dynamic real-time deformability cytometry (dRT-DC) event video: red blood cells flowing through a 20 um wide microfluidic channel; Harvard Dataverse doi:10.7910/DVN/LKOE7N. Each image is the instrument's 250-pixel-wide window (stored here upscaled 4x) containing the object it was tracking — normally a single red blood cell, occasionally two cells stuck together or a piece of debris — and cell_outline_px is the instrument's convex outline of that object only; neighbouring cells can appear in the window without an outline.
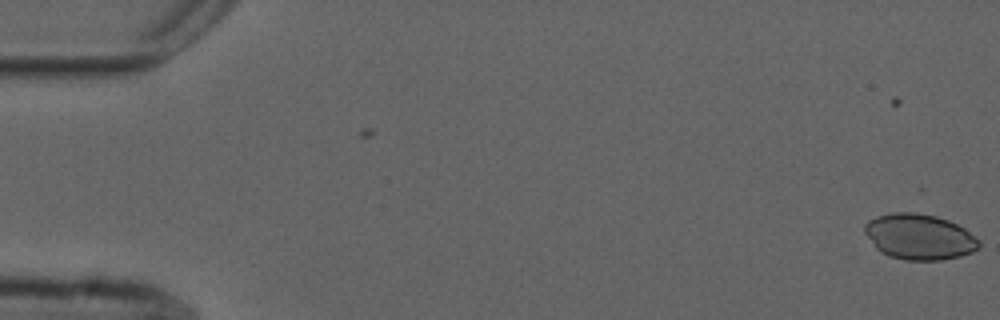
{"species": "common noctule bat (a hibernating species)", "species_latin": "Nyctalus noctula", "temperature_condition": "cold", "stored_images_in_passage": 5, "camera_frame_rate_fps": 3000, "um_per_image_px": 0.085, "animal": {"sex": "male", "forearm_length_mm": 52.5}, "frame": {"image": 1, "passage_image": 5, "time_ms": 1.333, "image_size_px": [1000, 320], "cell_outline_px": [[980, 248], [972, 252], [960, 256], [940, 260], [904, 260], [888, 256], [880, 252], [876, 248], [864, 232], [864, 224], [868, 220], [876, 216], [892, 212], [916, 212], [936, 216], [948, 220], [964, 228], [980, 240]], "centroid_in_image_um": [78.13, 20.12], "position_along_channel_um": 6.9, "area_um2": 30.63}}